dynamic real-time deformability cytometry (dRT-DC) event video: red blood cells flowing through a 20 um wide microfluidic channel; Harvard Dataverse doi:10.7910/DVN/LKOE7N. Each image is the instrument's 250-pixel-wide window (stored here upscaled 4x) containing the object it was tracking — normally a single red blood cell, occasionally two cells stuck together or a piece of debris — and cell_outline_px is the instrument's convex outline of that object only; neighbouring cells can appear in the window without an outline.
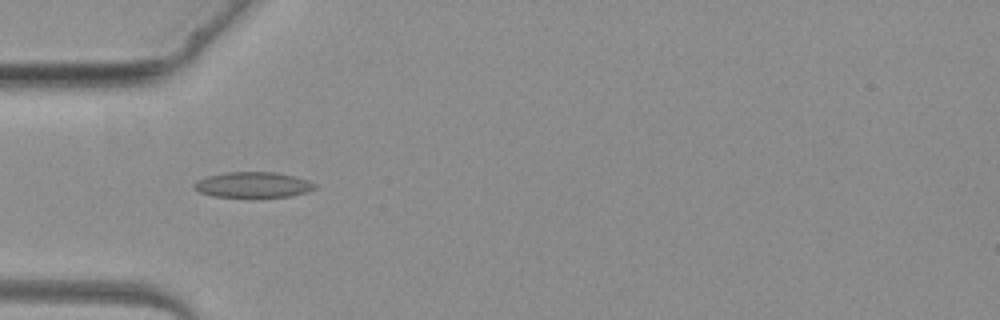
{"species": "common noctule bat (a hibernating species)", "species_latin": "Nyctalus noctula", "temperature_condition": "warm", "stored_images_in_passage": 4, "camera_frame_rate_fps": 3000, "um_per_image_px": 0.085, "animal": {"sex": "female", "body_mass_g": 19.3, "forearm_length_mm": 54.1}, "frame": {"image": 1, "passage_image": 4, "time_ms": 3.667, "image_size_px": [1000, 320], "cell_outline_px": [[320, 184], [316, 188], [308, 192], [292, 196], [260, 200], [252, 200], [212, 196], [200, 192], [192, 188], [192, 184], [196, 180], [208, 176], [224, 172], [276, 172], [308, 180]], "centroid_in_image_um": [21.52, 15.77], "position_along_channel_um": 63.5, "area_um2": 19.25}}